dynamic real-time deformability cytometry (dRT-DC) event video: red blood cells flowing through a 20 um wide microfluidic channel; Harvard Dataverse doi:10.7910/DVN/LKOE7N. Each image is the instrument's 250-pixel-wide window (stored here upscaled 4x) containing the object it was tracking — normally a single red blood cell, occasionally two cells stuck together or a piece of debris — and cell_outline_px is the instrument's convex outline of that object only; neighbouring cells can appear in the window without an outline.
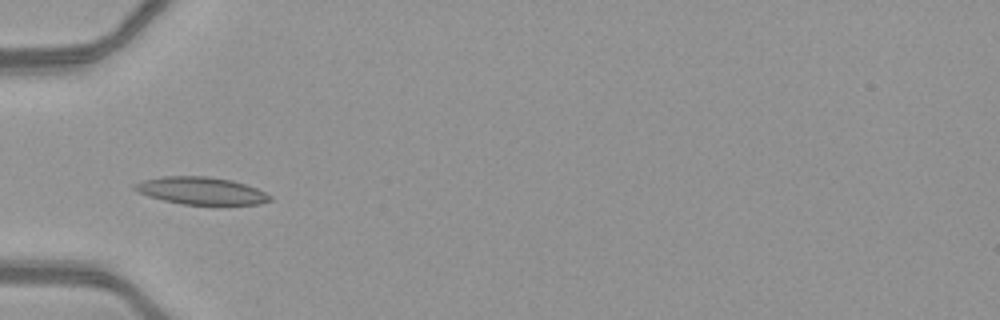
{"species": "common noctule bat (a hibernating species)", "species_latin": "Nyctalus noctula", "temperature_condition": "warm", "stored_images_in_passage": 12, "camera_frame_rate_fps": 3000, "um_per_image_px": 0.085, "animal": {"sex": "female", "body_mass_g": 21.9}, "frame": {"image": 1, "passage_image": 1, "time_ms": 0.0, "image_size_px": [1000, 320], "cell_outline_px": [[272, 200], [260, 204], [184, 204], [164, 200], [148, 196], [132, 188], [132, 184], [144, 180], [164, 176], [208, 176], [232, 180], [256, 188], [272, 196]], "centroid_in_image_um": [17.1, 16.2], "position_along_channel_um": 67.9, "area_um2": 21.39}}